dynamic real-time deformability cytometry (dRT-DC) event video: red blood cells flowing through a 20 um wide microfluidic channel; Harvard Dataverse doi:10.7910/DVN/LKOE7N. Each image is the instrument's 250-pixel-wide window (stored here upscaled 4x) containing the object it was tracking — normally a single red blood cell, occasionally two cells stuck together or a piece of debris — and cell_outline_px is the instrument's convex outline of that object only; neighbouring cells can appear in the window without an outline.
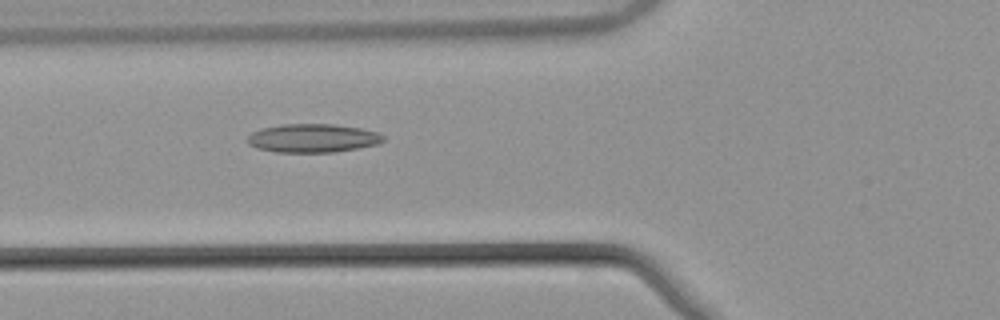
{"species": "common noctule bat (a hibernating species)", "species_latin": "Nyctalus noctula", "temperature_condition": "warm", "stored_images_in_passage": 36, "camera_frame_rate_fps": 3000, "um_per_image_px": 0.085, "animal": {"sex": "male", "body_mass_g": 21.5, "forearm_length_mm": 52.0}, "frame": {"image": 1, "passage_image": 6, "time_ms": 1.667, "image_size_px": [1000, 320], "cell_outline_px": [[384, 140], [380, 144], [332, 152], [276, 152], [256, 148], [248, 144], [248, 136], [252, 132], [260, 128], [284, 124], [332, 124], [360, 128], [376, 132], [384, 136]], "centroid_in_image_um": [26.56, 11.74], "position_along_channel_um": 99.2, "area_um2": 22.54}}
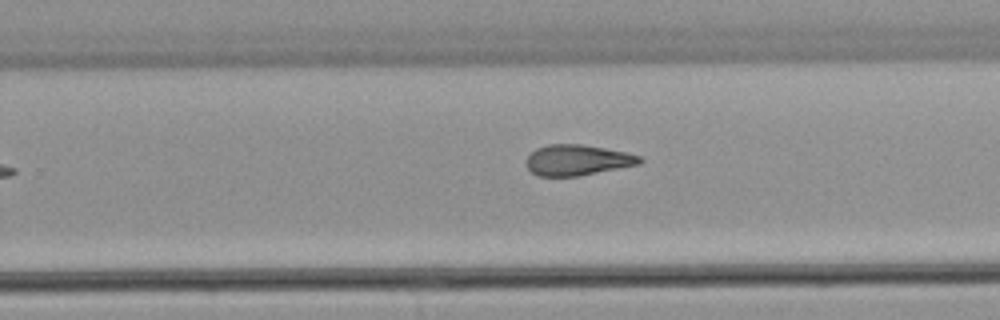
{"frame": {"image": 2, "passage_image": 20, "time_ms": 6.333, "image_size_px": [1000, 320], "cell_outline_px": [[644, 160], [640, 164], [576, 176], [540, 176], [532, 172], [524, 164], [524, 160], [536, 148], [548, 144], [580, 144], [628, 152], [640, 156]], "centroid_in_image_um": [49.06, 13.6], "position_along_channel_um": 280.7, "area_um2": 20.29}}
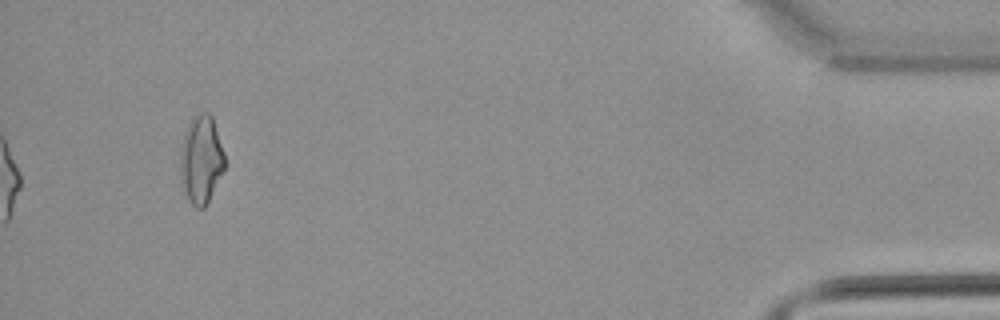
{"frame": {"image": 3, "passage_image": 36, "time_ms": 11.667, "image_size_px": [1000, 320], "cell_outline_px": [[224, 168], [204, 208], [196, 208], [188, 200], [184, 188], [180, 172], [180, 156], [184, 132], [188, 124], [200, 112], [208, 112], [212, 116], [224, 152]], "centroid_in_image_um": [17.09, 13.54], "position_along_channel_um": 418.1, "area_um2": 22.31}, "authors_computed_cell_mechanics": {"area_um2": 20.6924, "velocity_mm_per_s": 3.8857, "shape_relaxation_time_tau1_ms": null, "shape_relaxation_time_tau2_ms": 4.2496, "deformation_change_tau1": null, "deformation_change_tau2": 0.1435}}